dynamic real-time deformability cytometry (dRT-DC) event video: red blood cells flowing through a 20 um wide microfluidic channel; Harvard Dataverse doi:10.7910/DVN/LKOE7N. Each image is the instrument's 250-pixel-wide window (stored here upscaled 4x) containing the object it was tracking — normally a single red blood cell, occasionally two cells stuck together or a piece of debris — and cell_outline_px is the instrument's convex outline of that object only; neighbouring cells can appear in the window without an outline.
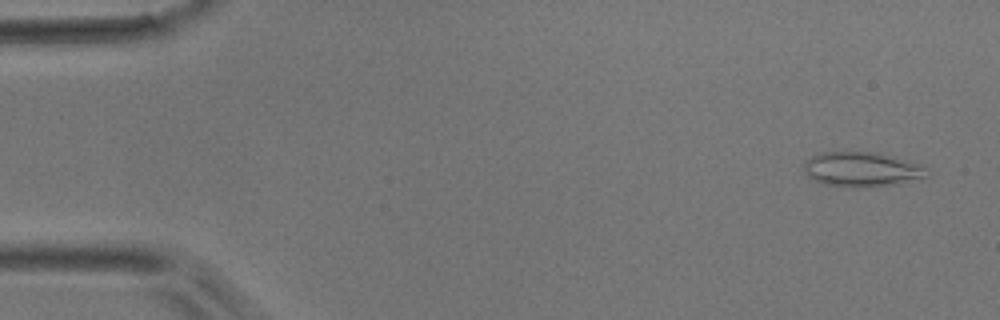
{"species": "common noctule bat (a hibernating species)", "species_latin": "Nyctalus noctula", "temperature_condition": "room temperature", "stored_images_in_passage": 50, "camera_frame_rate_fps": 3000, "um_per_image_px": 0.085, "animal": {"sex": "male", "body_mass_g": 17.9}, "frame": {"image": 1, "passage_image": 2, "time_ms": 0.333, "image_size_px": [1000, 320], "cell_outline_px": [[924, 176], [896, 184], [856, 188], [824, 184], [808, 176], [804, 172], [804, 160], [812, 156], [824, 152], [872, 152], [892, 156], [924, 164]], "centroid_in_image_um": [73.19, 14.39], "position_along_channel_um": 11.8, "area_um2": 24.57}}
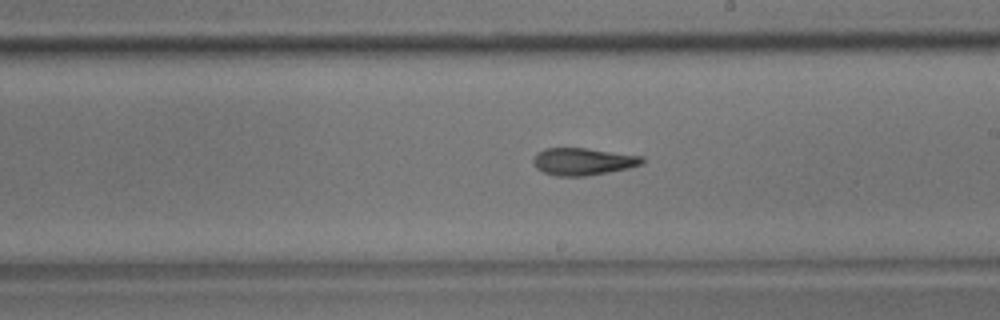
{"frame": {"image": 2, "passage_image": 28, "time_ms": 9.0, "image_size_px": [1000, 320], "cell_outline_px": [[644, 164], [628, 168], [608, 172], [584, 176], [556, 176], [544, 172], [536, 168], [532, 160], [536, 152], [544, 148], [584, 148], [644, 156]], "centroid_in_image_um": [49.54, 13.72], "position_along_channel_um": 239.5, "area_um2": 17.34}}
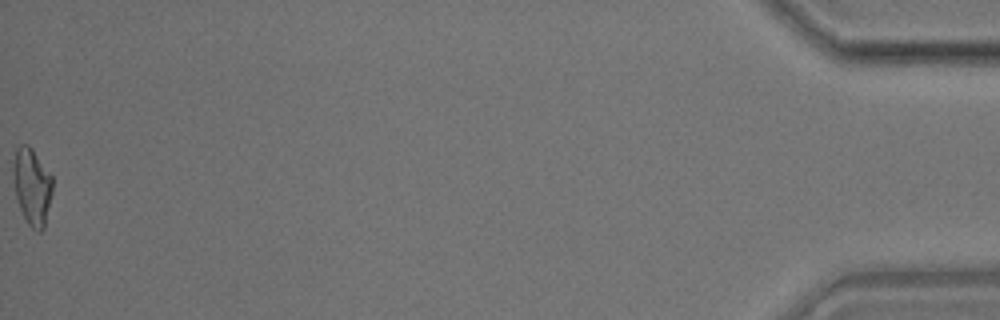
{"frame": {"image": 3, "passage_image": 50, "time_ms": 16.333, "image_size_px": [1000, 320], "cell_outline_px": [[52, 192], [44, 228], [40, 232], [32, 228], [28, 224], [20, 208], [16, 196], [12, 172], [12, 168], [16, 148], [20, 144], [28, 144], [32, 148], [52, 176]], "centroid_in_image_um": [2.71, 15.82], "position_along_channel_um": 432.5, "area_um2": 17.51}}